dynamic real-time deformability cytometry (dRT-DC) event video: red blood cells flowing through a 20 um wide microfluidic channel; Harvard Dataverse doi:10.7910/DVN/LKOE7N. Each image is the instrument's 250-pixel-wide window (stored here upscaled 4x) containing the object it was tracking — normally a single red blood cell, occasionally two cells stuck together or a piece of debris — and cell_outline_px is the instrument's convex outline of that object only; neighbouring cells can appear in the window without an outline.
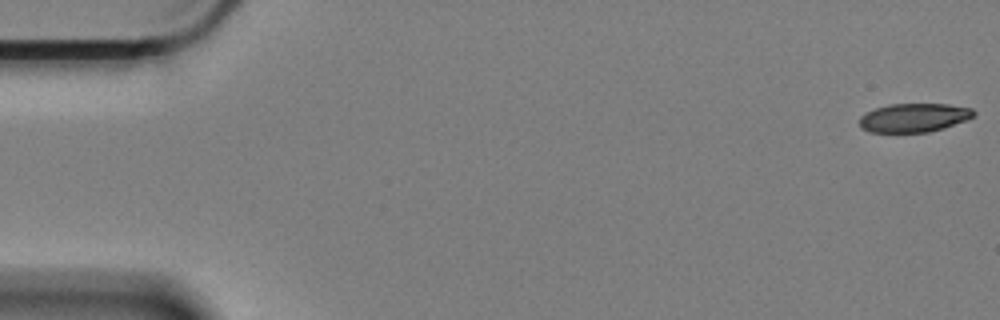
{"species": "Egyptian fruit bat (a non-hibernating species)", "species_latin": "Rousettus aegyptiacus", "temperature_condition": "cold", "stored_images_in_passage": 60, "camera_frame_rate_fps": 3000, "um_per_image_px": 0.085, "animal": {"sex": "female"}, "frame": {"image": 1, "passage_image": 1, "time_ms": 0.0, "image_size_px": [1000, 320], "cell_outline_px": [[976, 112], [972, 116], [964, 120], [928, 132], [868, 132], [860, 128], [860, 116], [876, 108], [888, 104], [948, 104], [972, 108]], "centroid_in_image_um": [77.63, 9.99], "position_along_channel_um": 7.4, "area_um2": 18.84}}
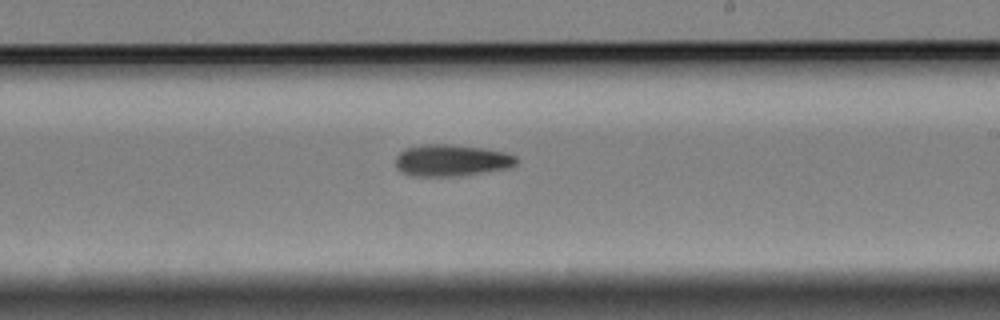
{"frame": {"image": 2, "passage_image": 35, "time_ms": 11.333, "image_size_px": [1000, 320], "cell_outline_px": [[520, 160], [512, 168], [464, 176], [412, 176], [400, 172], [396, 168], [396, 156], [404, 148], [420, 144], [452, 144], [484, 148], [504, 152], [516, 156]], "centroid_in_image_um": [38.4, 13.64], "position_along_channel_um": 250.6, "area_um2": 22.95}}
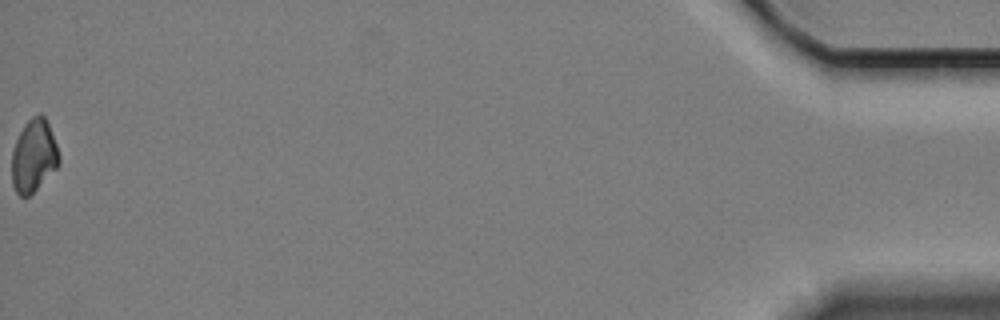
{"frame": {"image": 3, "passage_image": 60, "time_ms": 19.667, "image_size_px": [1000, 320], "cell_outline_px": [[60, 164], [28, 196], [20, 196], [16, 192], [12, 184], [12, 152], [16, 140], [24, 124], [32, 116], [40, 112], [44, 116], [48, 124], [56, 144], [60, 156]], "centroid_in_image_um": [2.86, 13.22], "position_along_channel_um": 432.3, "area_um2": 19.77}}